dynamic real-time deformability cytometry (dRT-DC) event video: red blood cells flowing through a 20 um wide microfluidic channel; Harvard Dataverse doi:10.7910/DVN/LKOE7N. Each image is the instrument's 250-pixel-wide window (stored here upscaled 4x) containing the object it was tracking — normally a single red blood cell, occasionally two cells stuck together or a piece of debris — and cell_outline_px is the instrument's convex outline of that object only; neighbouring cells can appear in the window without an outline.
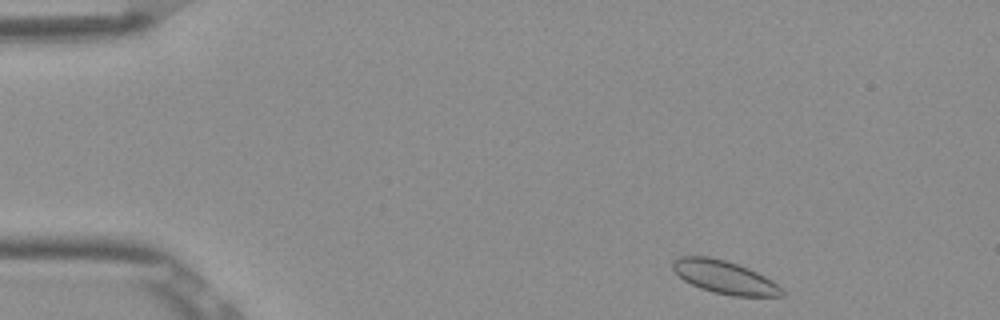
{"species": "Egyptian fruit bat (a non-hibernating species)", "species_latin": "Rousettus aegyptiacus", "temperature_condition": "room temperature", "stored_images_in_passage": 4, "camera_frame_rate_fps": 3000, "um_per_image_px": 0.085, "frame": {"image": 1, "passage_image": 1, "time_ms": 0.0, "image_size_px": [1000, 320], "cell_outline_px": [[784, 296], [732, 296], [712, 292], [700, 288], [684, 280], [672, 268], [672, 260], [676, 256], [708, 256], [724, 260], [748, 268], [764, 276], [776, 284], [784, 292]], "centroid_in_image_um": [61.54, 23.55], "position_along_channel_um": 23.5, "area_um2": 20.81}}
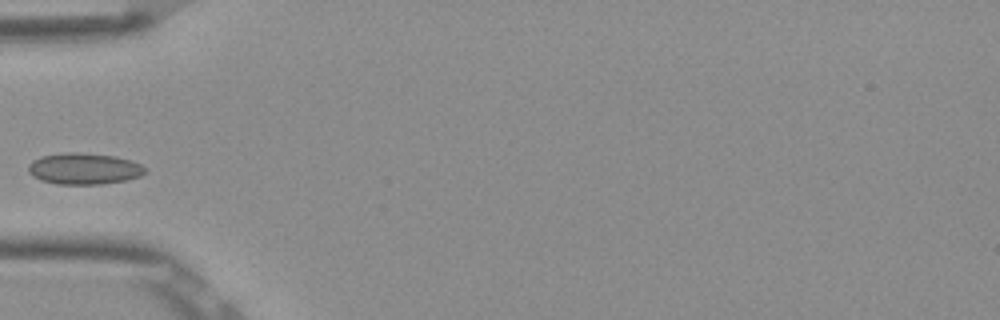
{"frame": {"image": 2, "passage_image": 4, "time_ms": 1.0, "image_size_px": [1000, 320], "cell_outline_px": [[148, 172], [140, 176], [124, 180], [100, 184], [56, 184], [40, 180], [32, 176], [28, 172], [28, 164], [32, 160], [40, 156], [68, 152], [80, 152], [116, 156], [132, 160], [140, 164]], "centroid_in_image_um": [7.12, 14.33], "position_along_channel_um": 77.9, "area_um2": 21.5}}